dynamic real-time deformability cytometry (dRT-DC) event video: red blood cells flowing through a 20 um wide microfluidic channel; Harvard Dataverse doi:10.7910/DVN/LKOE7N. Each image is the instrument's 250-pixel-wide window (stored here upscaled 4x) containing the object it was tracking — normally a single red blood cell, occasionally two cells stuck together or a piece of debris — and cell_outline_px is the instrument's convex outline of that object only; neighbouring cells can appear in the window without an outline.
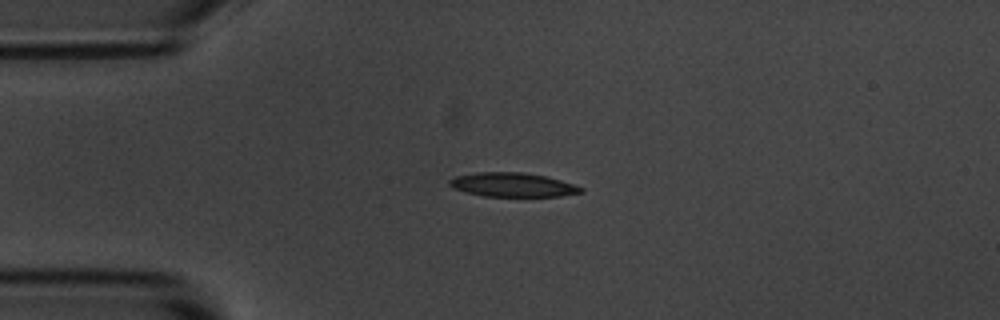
{"species": "common noctule bat (a hibernating species)", "species_latin": "Nyctalus noctula", "temperature_condition": "room temperature", "stored_images_in_passage": 43, "camera_frame_rate_fps": 3000, "um_per_image_px": 0.085, "animal": {"sex": "male", "body_mass_g": 20.1, "forearm_length_mm": 53.5}, "frame": {"image": 1, "passage_image": 1, "time_ms": 0.0, "image_size_px": [1000, 320], "cell_outline_px": [[584, 192], [560, 196], [484, 196], [464, 192], [452, 188], [448, 184], [448, 180], [456, 176], [480, 172], [524, 172], [548, 176], [584, 188]], "centroid_in_image_um": [43.56, 15.7], "position_along_channel_um": 41.4, "area_um2": 18.5}}
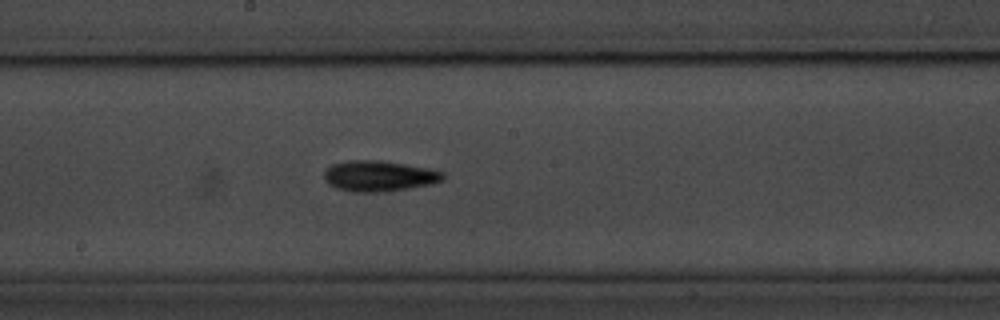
{"frame": {"image": 2, "passage_image": 17, "time_ms": 5.333, "image_size_px": [1000, 320], "cell_outline_px": [[444, 180], [428, 184], [408, 188], [380, 192], [352, 192], [336, 188], [328, 184], [324, 180], [324, 172], [332, 164], [348, 160], [380, 160], [428, 168], [444, 172]], "centroid_in_image_um": [32.18, 14.96], "position_along_channel_um": 216.0, "area_um2": 21.21}}
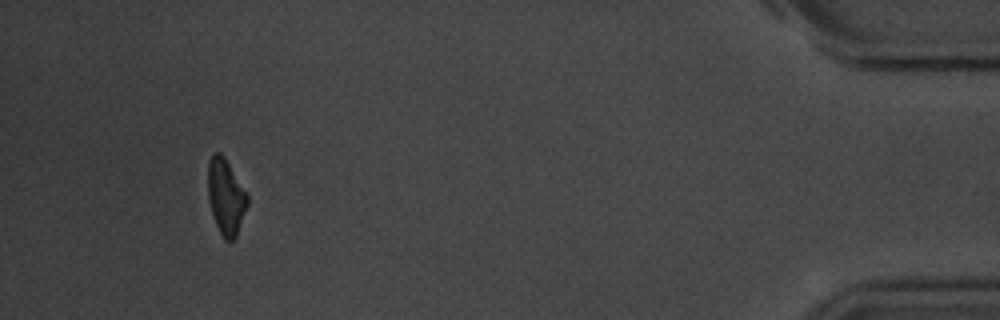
{"frame": {"image": 3, "passage_image": 39, "time_ms": 12.667, "image_size_px": [1000, 320], "cell_outline_px": [[248, 204], [236, 236], [232, 240], [224, 240], [216, 224], [208, 200], [208, 160], [212, 152], [220, 152], [224, 156], [248, 196]], "centroid_in_image_um": [19.18, 16.69], "position_along_channel_um": 416.0, "area_um2": 17.22}, "authors_computed_cell_mechanics": {"area_um2": 18.9584, "velocity_mm_per_s": 3.6738, "shape_relaxation_time_tau1_ms": 3.1324, "shape_relaxation_time_tau2_ms": 6.7127, "deformation_change_tau1": 0.1097, "deformation_change_tau2": 0.1616}}